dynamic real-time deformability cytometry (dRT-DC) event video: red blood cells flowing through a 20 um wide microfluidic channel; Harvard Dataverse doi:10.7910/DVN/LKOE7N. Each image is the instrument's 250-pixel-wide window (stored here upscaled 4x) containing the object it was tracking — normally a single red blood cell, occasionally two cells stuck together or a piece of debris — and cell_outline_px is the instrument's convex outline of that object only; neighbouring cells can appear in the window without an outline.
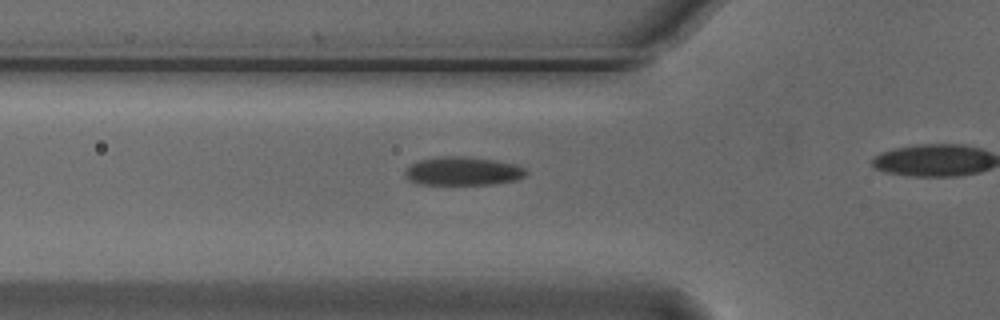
{"species": "Egyptian fruit bat (a non-hibernating species)", "species_latin": "Rousettus aegyptiacus", "temperature_condition": "cold", "stored_images_in_passage": 19, "camera_frame_rate_fps": 3000, "um_per_image_px": 0.085, "animal": {"sex": "male"}, "frame": {"image": 1, "passage_image": 14, "time_ms": 4.333, "image_size_px": [1000, 320], "cell_outline_px": [[528, 172], [524, 176], [516, 180], [492, 184], [416, 184], [408, 180], [404, 176], [404, 168], [420, 160], [440, 156], [468, 156], [496, 160], [516, 164], [524, 168]], "centroid_in_image_um": [39.31, 14.54], "position_along_channel_um": 86.5, "area_um2": 20.35}}